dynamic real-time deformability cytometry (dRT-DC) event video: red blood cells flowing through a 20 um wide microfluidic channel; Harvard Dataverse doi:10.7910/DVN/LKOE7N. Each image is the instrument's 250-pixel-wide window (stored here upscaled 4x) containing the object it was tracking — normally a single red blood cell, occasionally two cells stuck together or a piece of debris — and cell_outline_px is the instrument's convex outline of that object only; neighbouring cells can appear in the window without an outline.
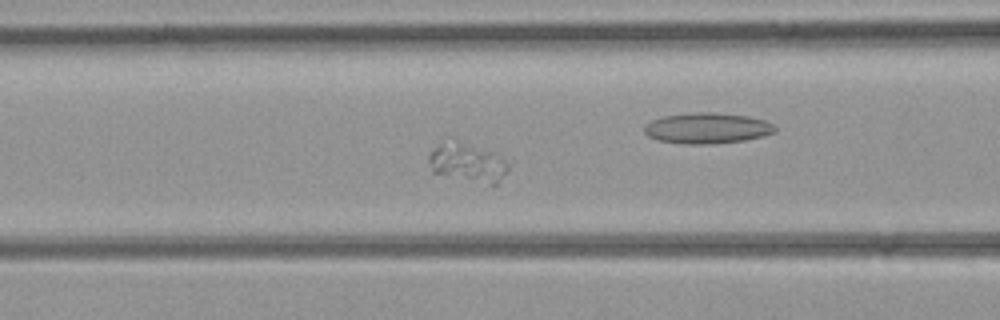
{"species": "common noctule bat (a hibernating species)", "species_latin": "Nyctalus noctula", "temperature_condition": "room temperature", "stored_images_in_passage": 43, "camera_frame_rate_fps": 3000, "um_per_image_px": 0.085, "animal": {"sex": "female", "body_mass_g": 21.9}, "frame": {"image": 1, "passage_image": 16, "time_ms": 5.0, "image_size_px": [1000, 320], "cell_outline_px": [[512, 164], [496, 184], [492, 184], [432, 172], [428, 160], [428, 156], [440, 144], [456, 140], [492, 152], [512, 160]], "centroid_in_image_um": [39.81, 13.81], "position_along_channel_um": 126.8, "area_um2": 17.46}}
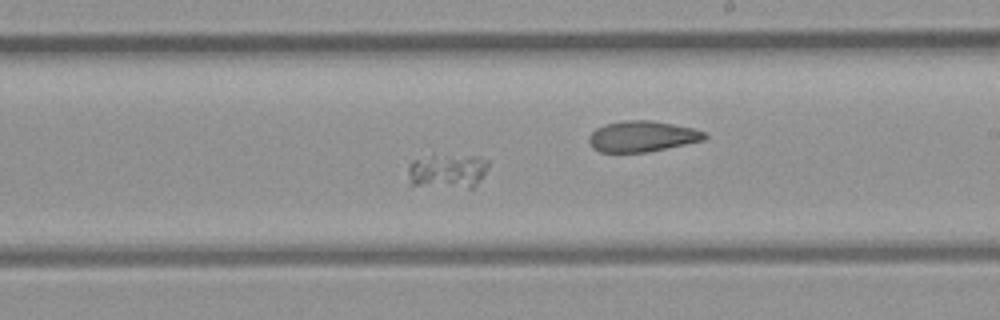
{"frame": {"image": 2, "passage_image": 24, "time_ms": 7.667, "image_size_px": [1000, 320], "cell_outline_px": [[488, 164], [484, 172], [476, 184], [472, 188], [408, 188], [408, 164], [412, 160], [432, 152], [480, 156], [488, 160]], "centroid_in_image_um": [37.9, 14.53], "position_along_channel_um": 251.1, "area_um2": 17.69}}
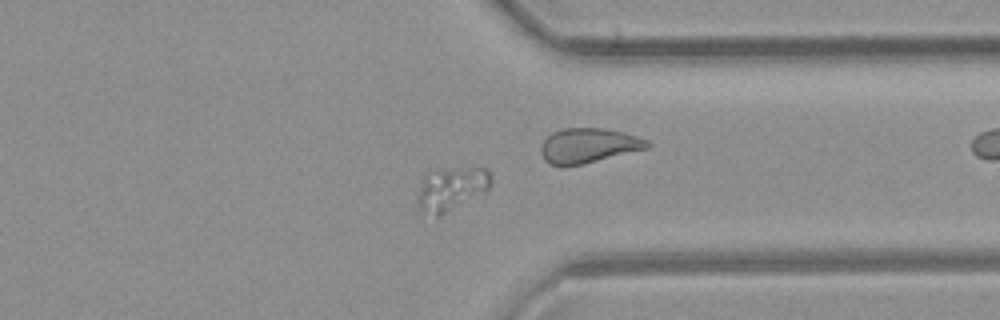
{"frame": {"image": 3, "passage_image": 32, "time_ms": 10.333, "image_size_px": [1000, 320], "cell_outline_px": [[492, 180], [488, 188], [484, 192], [440, 216], [436, 216], [420, 208], [416, 204], [416, 192], [420, 184], [440, 172], [468, 168], [488, 168]], "centroid_in_image_um": [38.4, 16.1], "position_along_channel_um": 373.0, "area_um2": 17.51}}